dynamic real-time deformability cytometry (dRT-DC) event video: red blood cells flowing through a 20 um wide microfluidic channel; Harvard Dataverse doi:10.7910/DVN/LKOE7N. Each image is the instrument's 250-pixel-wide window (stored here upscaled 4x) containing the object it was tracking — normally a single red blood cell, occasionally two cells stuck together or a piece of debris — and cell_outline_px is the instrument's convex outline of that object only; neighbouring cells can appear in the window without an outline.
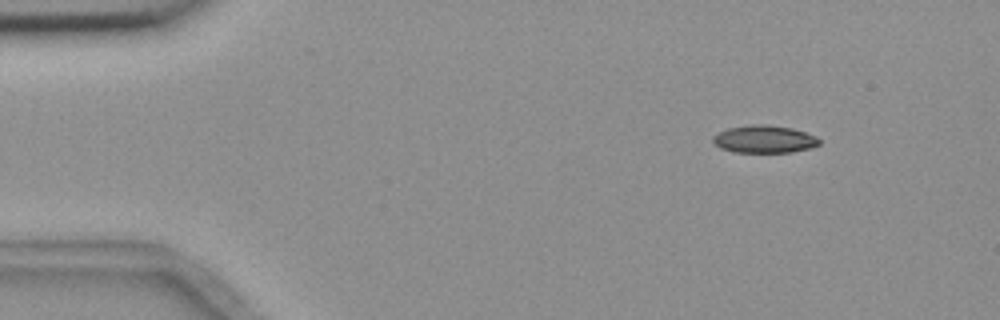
{"species": "common noctule bat (a hibernating species)", "species_latin": "Nyctalus noctula", "temperature_condition": "room temperature", "stored_images_in_passage": 5, "camera_frame_rate_fps": 3000, "um_per_image_px": 0.085, "animal": {"sex": "female", "body_mass_g": 18.4}, "frame": {"image": 1, "passage_image": 2, "time_ms": 1.333, "image_size_px": [1000, 320], "cell_outline_px": [[820, 144], [808, 148], [792, 152], [732, 152], [720, 148], [712, 140], [712, 136], [728, 128], [752, 124], [764, 124], [792, 128], [816, 136], [820, 140]], "centroid_in_image_um": [64.95, 11.83], "position_along_channel_um": 20.1, "area_um2": 16.99}}
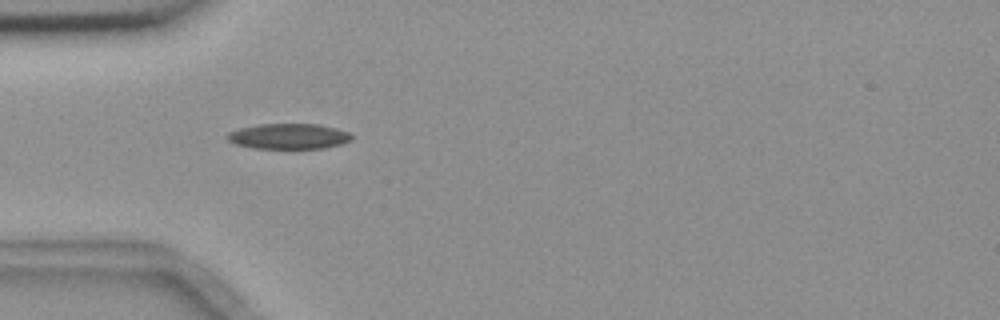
{"frame": {"image": 2, "passage_image": 4, "time_ms": 4.667, "image_size_px": [1000, 320], "cell_outline_px": [[352, 140], [340, 144], [324, 148], [252, 148], [236, 144], [228, 140], [224, 136], [228, 132], [240, 128], [260, 124], [316, 124], [336, 128], [348, 132], [352, 136]], "centroid_in_image_um": [24.51, 11.58], "position_along_channel_um": 60.5, "area_um2": 18.38}}